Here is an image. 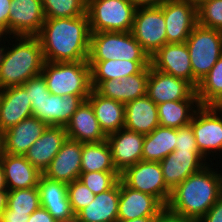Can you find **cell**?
Segmentation results:
<instances>
[{
	"label": "cell",
	"mask_w": 222,
	"mask_h": 222,
	"mask_svg": "<svg viewBox=\"0 0 222 222\" xmlns=\"http://www.w3.org/2000/svg\"><path fill=\"white\" fill-rule=\"evenodd\" d=\"M90 27L87 13L79 17L46 18L36 36L47 62L88 61Z\"/></svg>",
	"instance_id": "cell-1"
},
{
	"label": "cell",
	"mask_w": 222,
	"mask_h": 222,
	"mask_svg": "<svg viewBox=\"0 0 222 222\" xmlns=\"http://www.w3.org/2000/svg\"><path fill=\"white\" fill-rule=\"evenodd\" d=\"M214 171L207 164L187 177L172 190L166 207L175 214L198 222L220 198L221 173Z\"/></svg>",
	"instance_id": "cell-2"
},
{
	"label": "cell",
	"mask_w": 222,
	"mask_h": 222,
	"mask_svg": "<svg viewBox=\"0 0 222 222\" xmlns=\"http://www.w3.org/2000/svg\"><path fill=\"white\" fill-rule=\"evenodd\" d=\"M15 38V45L6 49L0 66V90L22 86L30 78L40 75L45 63L43 50L36 36Z\"/></svg>",
	"instance_id": "cell-3"
},
{
	"label": "cell",
	"mask_w": 222,
	"mask_h": 222,
	"mask_svg": "<svg viewBox=\"0 0 222 222\" xmlns=\"http://www.w3.org/2000/svg\"><path fill=\"white\" fill-rule=\"evenodd\" d=\"M41 74L46 80L51 94L89 96L91 86V67L88 61L47 62Z\"/></svg>",
	"instance_id": "cell-4"
},
{
	"label": "cell",
	"mask_w": 222,
	"mask_h": 222,
	"mask_svg": "<svg viewBox=\"0 0 222 222\" xmlns=\"http://www.w3.org/2000/svg\"><path fill=\"white\" fill-rule=\"evenodd\" d=\"M111 59L150 61L149 55L131 32H91L88 61Z\"/></svg>",
	"instance_id": "cell-5"
},
{
	"label": "cell",
	"mask_w": 222,
	"mask_h": 222,
	"mask_svg": "<svg viewBox=\"0 0 222 222\" xmlns=\"http://www.w3.org/2000/svg\"><path fill=\"white\" fill-rule=\"evenodd\" d=\"M193 73V87L206 76L222 55V32L197 24L186 40Z\"/></svg>",
	"instance_id": "cell-6"
},
{
	"label": "cell",
	"mask_w": 222,
	"mask_h": 222,
	"mask_svg": "<svg viewBox=\"0 0 222 222\" xmlns=\"http://www.w3.org/2000/svg\"><path fill=\"white\" fill-rule=\"evenodd\" d=\"M135 11L128 0H87L90 32H131Z\"/></svg>",
	"instance_id": "cell-7"
},
{
	"label": "cell",
	"mask_w": 222,
	"mask_h": 222,
	"mask_svg": "<svg viewBox=\"0 0 222 222\" xmlns=\"http://www.w3.org/2000/svg\"><path fill=\"white\" fill-rule=\"evenodd\" d=\"M120 180L131 189L156 197L165 207L172 191L166 186L159 162L141 160L120 174Z\"/></svg>",
	"instance_id": "cell-8"
},
{
	"label": "cell",
	"mask_w": 222,
	"mask_h": 222,
	"mask_svg": "<svg viewBox=\"0 0 222 222\" xmlns=\"http://www.w3.org/2000/svg\"><path fill=\"white\" fill-rule=\"evenodd\" d=\"M131 34L149 57L167 44L166 24L161 5L136 8Z\"/></svg>",
	"instance_id": "cell-9"
},
{
	"label": "cell",
	"mask_w": 222,
	"mask_h": 222,
	"mask_svg": "<svg viewBox=\"0 0 222 222\" xmlns=\"http://www.w3.org/2000/svg\"><path fill=\"white\" fill-rule=\"evenodd\" d=\"M220 112L222 113V106H199L190 122L197 148L205 158L216 151L222 152V114Z\"/></svg>",
	"instance_id": "cell-10"
},
{
	"label": "cell",
	"mask_w": 222,
	"mask_h": 222,
	"mask_svg": "<svg viewBox=\"0 0 222 222\" xmlns=\"http://www.w3.org/2000/svg\"><path fill=\"white\" fill-rule=\"evenodd\" d=\"M167 43H185L198 24L197 5L188 0H165L161 4Z\"/></svg>",
	"instance_id": "cell-11"
},
{
	"label": "cell",
	"mask_w": 222,
	"mask_h": 222,
	"mask_svg": "<svg viewBox=\"0 0 222 222\" xmlns=\"http://www.w3.org/2000/svg\"><path fill=\"white\" fill-rule=\"evenodd\" d=\"M89 96L54 95L45 98L33 99L31 108L33 116L37 117L48 126H66L78 107Z\"/></svg>",
	"instance_id": "cell-12"
},
{
	"label": "cell",
	"mask_w": 222,
	"mask_h": 222,
	"mask_svg": "<svg viewBox=\"0 0 222 222\" xmlns=\"http://www.w3.org/2000/svg\"><path fill=\"white\" fill-rule=\"evenodd\" d=\"M147 96L156 105L166 101L198 100L196 89L186 80L149 67Z\"/></svg>",
	"instance_id": "cell-13"
},
{
	"label": "cell",
	"mask_w": 222,
	"mask_h": 222,
	"mask_svg": "<svg viewBox=\"0 0 222 222\" xmlns=\"http://www.w3.org/2000/svg\"><path fill=\"white\" fill-rule=\"evenodd\" d=\"M45 19L42 0H12L9 36H37Z\"/></svg>",
	"instance_id": "cell-14"
},
{
	"label": "cell",
	"mask_w": 222,
	"mask_h": 222,
	"mask_svg": "<svg viewBox=\"0 0 222 222\" xmlns=\"http://www.w3.org/2000/svg\"><path fill=\"white\" fill-rule=\"evenodd\" d=\"M150 65L165 74L188 81L193 86L190 54L186 43H167L150 57Z\"/></svg>",
	"instance_id": "cell-15"
},
{
	"label": "cell",
	"mask_w": 222,
	"mask_h": 222,
	"mask_svg": "<svg viewBox=\"0 0 222 222\" xmlns=\"http://www.w3.org/2000/svg\"><path fill=\"white\" fill-rule=\"evenodd\" d=\"M206 159L199 151L174 150L159 162L166 186L172 191L187 177L206 166Z\"/></svg>",
	"instance_id": "cell-16"
},
{
	"label": "cell",
	"mask_w": 222,
	"mask_h": 222,
	"mask_svg": "<svg viewBox=\"0 0 222 222\" xmlns=\"http://www.w3.org/2000/svg\"><path fill=\"white\" fill-rule=\"evenodd\" d=\"M145 135L126 128L107 135L113 163L121 174L125 169L142 160V147Z\"/></svg>",
	"instance_id": "cell-17"
},
{
	"label": "cell",
	"mask_w": 222,
	"mask_h": 222,
	"mask_svg": "<svg viewBox=\"0 0 222 222\" xmlns=\"http://www.w3.org/2000/svg\"><path fill=\"white\" fill-rule=\"evenodd\" d=\"M82 143L67 138L43 175L49 179L69 184L81 174Z\"/></svg>",
	"instance_id": "cell-18"
},
{
	"label": "cell",
	"mask_w": 222,
	"mask_h": 222,
	"mask_svg": "<svg viewBox=\"0 0 222 222\" xmlns=\"http://www.w3.org/2000/svg\"><path fill=\"white\" fill-rule=\"evenodd\" d=\"M164 208L156 197L131 189L120 180L118 221L157 216Z\"/></svg>",
	"instance_id": "cell-19"
},
{
	"label": "cell",
	"mask_w": 222,
	"mask_h": 222,
	"mask_svg": "<svg viewBox=\"0 0 222 222\" xmlns=\"http://www.w3.org/2000/svg\"><path fill=\"white\" fill-rule=\"evenodd\" d=\"M33 116L31 101L22 86L0 90V131L5 132L23 119Z\"/></svg>",
	"instance_id": "cell-20"
},
{
	"label": "cell",
	"mask_w": 222,
	"mask_h": 222,
	"mask_svg": "<svg viewBox=\"0 0 222 222\" xmlns=\"http://www.w3.org/2000/svg\"><path fill=\"white\" fill-rule=\"evenodd\" d=\"M66 139L64 126H47L42 136L30 146L24 156L43 174Z\"/></svg>",
	"instance_id": "cell-21"
},
{
	"label": "cell",
	"mask_w": 222,
	"mask_h": 222,
	"mask_svg": "<svg viewBox=\"0 0 222 222\" xmlns=\"http://www.w3.org/2000/svg\"><path fill=\"white\" fill-rule=\"evenodd\" d=\"M148 78L149 67H146L140 73L126 78L105 80L95 90L103 97L127 103L147 95Z\"/></svg>",
	"instance_id": "cell-22"
},
{
	"label": "cell",
	"mask_w": 222,
	"mask_h": 222,
	"mask_svg": "<svg viewBox=\"0 0 222 222\" xmlns=\"http://www.w3.org/2000/svg\"><path fill=\"white\" fill-rule=\"evenodd\" d=\"M40 205L59 222L73 220L75 214L67 195V184L47 178L43 174L38 182Z\"/></svg>",
	"instance_id": "cell-23"
},
{
	"label": "cell",
	"mask_w": 222,
	"mask_h": 222,
	"mask_svg": "<svg viewBox=\"0 0 222 222\" xmlns=\"http://www.w3.org/2000/svg\"><path fill=\"white\" fill-rule=\"evenodd\" d=\"M47 126L34 116L23 119L3 132L4 153L25 155L30 146L42 136Z\"/></svg>",
	"instance_id": "cell-24"
},
{
	"label": "cell",
	"mask_w": 222,
	"mask_h": 222,
	"mask_svg": "<svg viewBox=\"0 0 222 222\" xmlns=\"http://www.w3.org/2000/svg\"><path fill=\"white\" fill-rule=\"evenodd\" d=\"M65 129L67 138L81 143H98L105 141L107 138L95 117L91 104L87 100L83 101L78 107Z\"/></svg>",
	"instance_id": "cell-25"
},
{
	"label": "cell",
	"mask_w": 222,
	"mask_h": 222,
	"mask_svg": "<svg viewBox=\"0 0 222 222\" xmlns=\"http://www.w3.org/2000/svg\"><path fill=\"white\" fill-rule=\"evenodd\" d=\"M0 163L4 169L8 190L27 189L38 186L42 173L24 155L3 153Z\"/></svg>",
	"instance_id": "cell-26"
},
{
	"label": "cell",
	"mask_w": 222,
	"mask_h": 222,
	"mask_svg": "<svg viewBox=\"0 0 222 222\" xmlns=\"http://www.w3.org/2000/svg\"><path fill=\"white\" fill-rule=\"evenodd\" d=\"M124 128L149 134L160 126L157 105L147 95L125 103Z\"/></svg>",
	"instance_id": "cell-27"
},
{
	"label": "cell",
	"mask_w": 222,
	"mask_h": 222,
	"mask_svg": "<svg viewBox=\"0 0 222 222\" xmlns=\"http://www.w3.org/2000/svg\"><path fill=\"white\" fill-rule=\"evenodd\" d=\"M92 106L95 117L106 135L117 132L125 125V103L103 97L92 89L86 99Z\"/></svg>",
	"instance_id": "cell-28"
},
{
	"label": "cell",
	"mask_w": 222,
	"mask_h": 222,
	"mask_svg": "<svg viewBox=\"0 0 222 222\" xmlns=\"http://www.w3.org/2000/svg\"><path fill=\"white\" fill-rule=\"evenodd\" d=\"M120 198V180L111 189L99 193L75 218L79 222H117Z\"/></svg>",
	"instance_id": "cell-29"
},
{
	"label": "cell",
	"mask_w": 222,
	"mask_h": 222,
	"mask_svg": "<svg viewBox=\"0 0 222 222\" xmlns=\"http://www.w3.org/2000/svg\"><path fill=\"white\" fill-rule=\"evenodd\" d=\"M91 67V86L96 89L103 81L126 78L140 73L144 68L150 67V61L106 60L88 61Z\"/></svg>",
	"instance_id": "cell-30"
},
{
	"label": "cell",
	"mask_w": 222,
	"mask_h": 222,
	"mask_svg": "<svg viewBox=\"0 0 222 222\" xmlns=\"http://www.w3.org/2000/svg\"><path fill=\"white\" fill-rule=\"evenodd\" d=\"M176 146V128L158 126L151 133L146 134L142 147V160L160 162Z\"/></svg>",
	"instance_id": "cell-31"
},
{
	"label": "cell",
	"mask_w": 222,
	"mask_h": 222,
	"mask_svg": "<svg viewBox=\"0 0 222 222\" xmlns=\"http://www.w3.org/2000/svg\"><path fill=\"white\" fill-rule=\"evenodd\" d=\"M199 106L198 100L166 101L158 104L159 124L176 129L188 125Z\"/></svg>",
	"instance_id": "cell-32"
},
{
	"label": "cell",
	"mask_w": 222,
	"mask_h": 222,
	"mask_svg": "<svg viewBox=\"0 0 222 222\" xmlns=\"http://www.w3.org/2000/svg\"><path fill=\"white\" fill-rule=\"evenodd\" d=\"M93 171L118 172L107 140L98 143H82L81 172Z\"/></svg>",
	"instance_id": "cell-33"
},
{
	"label": "cell",
	"mask_w": 222,
	"mask_h": 222,
	"mask_svg": "<svg viewBox=\"0 0 222 222\" xmlns=\"http://www.w3.org/2000/svg\"><path fill=\"white\" fill-rule=\"evenodd\" d=\"M200 106H222V55L196 87Z\"/></svg>",
	"instance_id": "cell-34"
},
{
	"label": "cell",
	"mask_w": 222,
	"mask_h": 222,
	"mask_svg": "<svg viewBox=\"0 0 222 222\" xmlns=\"http://www.w3.org/2000/svg\"><path fill=\"white\" fill-rule=\"evenodd\" d=\"M45 18L79 17L87 13V0H42Z\"/></svg>",
	"instance_id": "cell-35"
},
{
	"label": "cell",
	"mask_w": 222,
	"mask_h": 222,
	"mask_svg": "<svg viewBox=\"0 0 222 222\" xmlns=\"http://www.w3.org/2000/svg\"><path fill=\"white\" fill-rule=\"evenodd\" d=\"M40 206L38 187L8 190L7 208L15 213L31 215Z\"/></svg>",
	"instance_id": "cell-36"
},
{
	"label": "cell",
	"mask_w": 222,
	"mask_h": 222,
	"mask_svg": "<svg viewBox=\"0 0 222 222\" xmlns=\"http://www.w3.org/2000/svg\"><path fill=\"white\" fill-rule=\"evenodd\" d=\"M82 181L95 195L113 188L120 180L119 172H81Z\"/></svg>",
	"instance_id": "cell-37"
},
{
	"label": "cell",
	"mask_w": 222,
	"mask_h": 222,
	"mask_svg": "<svg viewBox=\"0 0 222 222\" xmlns=\"http://www.w3.org/2000/svg\"><path fill=\"white\" fill-rule=\"evenodd\" d=\"M198 24L222 32V0H204L197 6Z\"/></svg>",
	"instance_id": "cell-38"
},
{
	"label": "cell",
	"mask_w": 222,
	"mask_h": 222,
	"mask_svg": "<svg viewBox=\"0 0 222 222\" xmlns=\"http://www.w3.org/2000/svg\"><path fill=\"white\" fill-rule=\"evenodd\" d=\"M67 195L75 216L94 199L95 194L79 179L67 184Z\"/></svg>",
	"instance_id": "cell-39"
},
{
	"label": "cell",
	"mask_w": 222,
	"mask_h": 222,
	"mask_svg": "<svg viewBox=\"0 0 222 222\" xmlns=\"http://www.w3.org/2000/svg\"><path fill=\"white\" fill-rule=\"evenodd\" d=\"M179 151H199L191 124L176 129V146Z\"/></svg>",
	"instance_id": "cell-40"
},
{
	"label": "cell",
	"mask_w": 222,
	"mask_h": 222,
	"mask_svg": "<svg viewBox=\"0 0 222 222\" xmlns=\"http://www.w3.org/2000/svg\"><path fill=\"white\" fill-rule=\"evenodd\" d=\"M22 87L27 91L31 103H33V99L45 98L50 95L46 80L42 74L30 78Z\"/></svg>",
	"instance_id": "cell-41"
},
{
	"label": "cell",
	"mask_w": 222,
	"mask_h": 222,
	"mask_svg": "<svg viewBox=\"0 0 222 222\" xmlns=\"http://www.w3.org/2000/svg\"><path fill=\"white\" fill-rule=\"evenodd\" d=\"M12 0H0V29L9 35V14Z\"/></svg>",
	"instance_id": "cell-42"
},
{
	"label": "cell",
	"mask_w": 222,
	"mask_h": 222,
	"mask_svg": "<svg viewBox=\"0 0 222 222\" xmlns=\"http://www.w3.org/2000/svg\"><path fill=\"white\" fill-rule=\"evenodd\" d=\"M198 222H222V198Z\"/></svg>",
	"instance_id": "cell-43"
},
{
	"label": "cell",
	"mask_w": 222,
	"mask_h": 222,
	"mask_svg": "<svg viewBox=\"0 0 222 222\" xmlns=\"http://www.w3.org/2000/svg\"><path fill=\"white\" fill-rule=\"evenodd\" d=\"M154 222H197V221L175 214L171 212L167 207H165L157 216H155Z\"/></svg>",
	"instance_id": "cell-44"
},
{
	"label": "cell",
	"mask_w": 222,
	"mask_h": 222,
	"mask_svg": "<svg viewBox=\"0 0 222 222\" xmlns=\"http://www.w3.org/2000/svg\"><path fill=\"white\" fill-rule=\"evenodd\" d=\"M30 215L26 213H15L7 207L0 216V222H28Z\"/></svg>",
	"instance_id": "cell-45"
},
{
	"label": "cell",
	"mask_w": 222,
	"mask_h": 222,
	"mask_svg": "<svg viewBox=\"0 0 222 222\" xmlns=\"http://www.w3.org/2000/svg\"><path fill=\"white\" fill-rule=\"evenodd\" d=\"M28 222H59L43 207L36 209L29 217Z\"/></svg>",
	"instance_id": "cell-46"
},
{
	"label": "cell",
	"mask_w": 222,
	"mask_h": 222,
	"mask_svg": "<svg viewBox=\"0 0 222 222\" xmlns=\"http://www.w3.org/2000/svg\"><path fill=\"white\" fill-rule=\"evenodd\" d=\"M135 8L154 7L161 5L165 0H128Z\"/></svg>",
	"instance_id": "cell-47"
},
{
	"label": "cell",
	"mask_w": 222,
	"mask_h": 222,
	"mask_svg": "<svg viewBox=\"0 0 222 222\" xmlns=\"http://www.w3.org/2000/svg\"><path fill=\"white\" fill-rule=\"evenodd\" d=\"M8 190H0V216L3 210L7 207Z\"/></svg>",
	"instance_id": "cell-48"
},
{
	"label": "cell",
	"mask_w": 222,
	"mask_h": 222,
	"mask_svg": "<svg viewBox=\"0 0 222 222\" xmlns=\"http://www.w3.org/2000/svg\"><path fill=\"white\" fill-rule=\"evenodd\" d=\"M154 220L155 216H146V217L135 218L133 220L117 221V222H154Z\"/></svg>",
	"instance_id": "cell-49"
},
{
	"label": "cell",
	"mask_w": 222,
	"mask_h": 222,
	"mask_svg": "<svg viewBox=\"0 0 222 222\" xmlns=\"http://www.w3.org/2000/svg\"><path fill=\"white\" fill-rule=\"evenodd\" d=\"M0 190H8L5 182L4 169L0 163Z\"/></svg>",
	"instance_id": "cell-50"
},
{
	"label": "cell",
	"mask_w": 222,
	"mask_h": 222,
	"mask_svg": "<svg viewBox=\"0 0 222 222\" xmlns=\"http://www.w3.org/2000/svg\"><path fill=\"white\" fill-rule=\"evenodd\" d=\"M4 153L3 132L0 131V159Z\"/></svg>",
	"instance_id": "cell-51"
},
{
	"label": "cell",
	"mask_w": 222,
	"mask_h": 222,
	"mask_svg": "<svg viewBox=\"0 0 222 222\" xmlns=\"http://www.w3.org/2000/svg\"><path fill=\"white\" fill-rule=\"evenodd\" d=\"M5 52H6V48L4 46H1L0 47V66L3 62V58H4V55H5Z\"/></svg>",
	"instance_id": "cell-52"
},
{
	"label": "cell",
	"mask_w": 222,
	"mask_h": 222,
	"mask_svg": "<svg viewBox=\"0 0 222 222\" xmlns=\"http://www.w3.org/2000/svg\"><path fill=\"white\" fill-rule=\"evenodd\" d=\"M188 1L191 2V3H194L195 5L198 6L204 0H188Z\"/></svg>",
	"instance_id": "cell-53"
},
{
	"label": "cell",
	"mask_w": 222,
	"mask_h": 222,
	"mask_svg": "<svg viewBox=\"0 0 222 222\" xmlns=\"http://www.w3.org/2000/svg\"><path fill=\"white\" fill-rule=\"evenodd\" d=\"M220 198H222V173L220 177Z\"/></svg>",
	"instance_id": "cell-54"
},
{
	"label": "cell",
	"mask_w": 222,
	"mask_h": 222,
	"mask_svg": "<svg viewBox=\"0 0 222 222\" xmlns=\"http://www.w3.org/2000/svg\"><path fill=\"white\" fill-rule=\"evenodd\" d=\"M4 35H5L4 32L0 29V42L2 40V37H3V41H4V38L6 37Z\"/></svg>",
	"instance_id": "cell-55"
},
{
	"label": "cell",
	"mask_w": 222,
	"mask_h": 222,
	"mask_svg": "<svg viewBox=\"0 0 222 222\" xmlns=\"http://www.w3.org/2000/svg\"><path fill=\"white\" fill-rule=\"evenodd\" d=\"M64 222H79V221L76 218H74L73 220L64 221Z\"/></svg>",
	"instance_id": "cell-56"
}]
</instances>
